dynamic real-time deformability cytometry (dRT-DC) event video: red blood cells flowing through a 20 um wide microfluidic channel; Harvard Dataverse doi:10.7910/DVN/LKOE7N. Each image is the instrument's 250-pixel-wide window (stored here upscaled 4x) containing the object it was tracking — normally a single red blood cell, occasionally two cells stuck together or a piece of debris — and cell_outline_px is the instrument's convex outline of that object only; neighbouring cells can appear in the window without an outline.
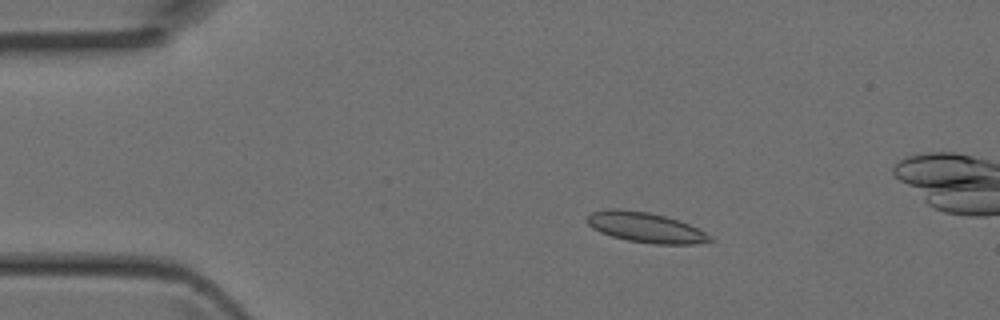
{"species": "Egyptian fruit bat (a non-hibernating species)", "species_latin": "Rousettus aegyptiacus", "temperature_condition": "room temperature", "stored_images_in_passage": 5, "camera_frame_rate_fps": 3000, "um_per_image_px": 0.085, "animal": {"sex": "female"}, "frame": {"image": 1, "passage_image": 3, "time_ms": 0.667, "image_size_px": [1000, 320], "cell_outline_px": [[716, 240], [692, 244], [656, 244], [628, 240], [612, 236], [600, 232], [592, 228], [584, 220], [592, 212], [608, 208], [616, 208], [648, 212], [664, 216], [688, 224], [712, 236]], "centroid_in_image_um": [54.84, 19.32], "position_along_channel_um": 30.2, "area_um2": 21.44}}